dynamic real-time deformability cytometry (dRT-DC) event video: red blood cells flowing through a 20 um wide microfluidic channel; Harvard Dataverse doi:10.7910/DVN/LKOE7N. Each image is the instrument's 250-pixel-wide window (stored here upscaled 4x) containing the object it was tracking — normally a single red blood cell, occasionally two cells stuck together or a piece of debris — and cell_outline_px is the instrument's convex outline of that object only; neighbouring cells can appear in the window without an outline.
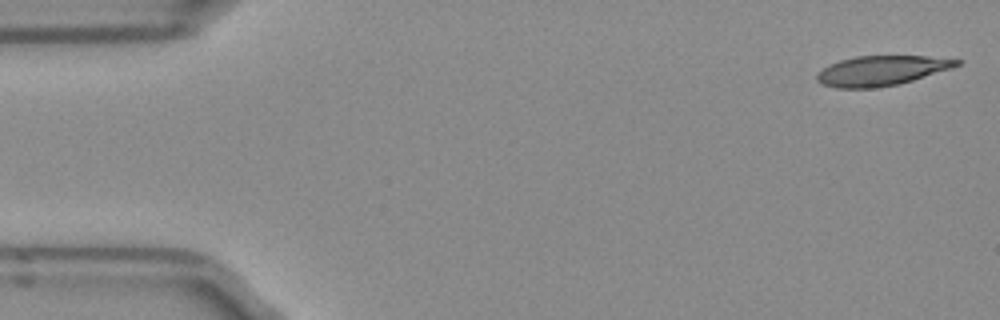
{"species": "Egyptian fruit bat (a non-hibernating species)", "species_latin": "Rousettus aegyptiacus", "temperature_condition": "room temperature", "stored_images_in_passage": 50, "camera_frame_rate_fps": 3000, "um_per_image_px": 0.085, "frame": {"image": 1, "passage_image": 1, "time_ms": 0.0, "image_size_px": [1000, 320], "cell_outline_px": [[964, 60], [960, 64], [952, 68], [900, 84], [876, 88], [836, 88], [820, 84], [816, 80], [816, 72], [828, 64], [840, 60], [856, 56], [928, 56]], "centroid_in_image_um": [74.89, 6.01], "position_along_channel_um": 10.1, "area_um2": 24.62}}
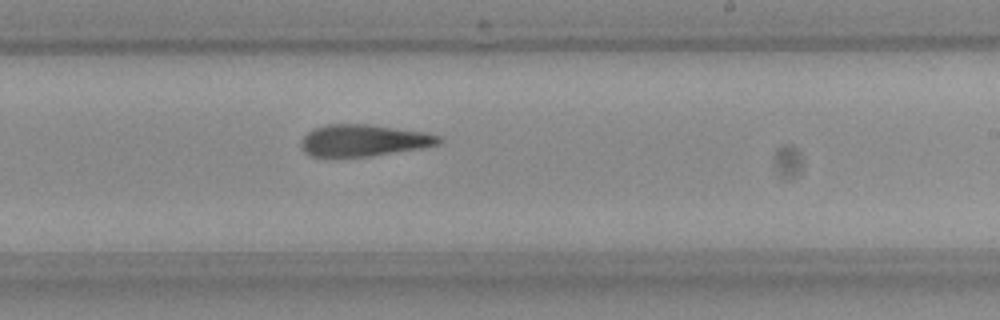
{"frame": {"image": 2, "passage_image": 29, "time_ms": 9.333, "image_size_px": [1000, 320], "cell_outline_px": [[444, 140], [440, 144], [420, 148], [372, 156], [312, 156], [304, 152], [300, 144], [300, 140], [312, 128], [324, 124], [368, 124], [424, 132], [440, 136]], "centroid_in_image_um": [30.89, 11.92], "position_along_channel_um": 258.1, "area_um2": 25.49}}
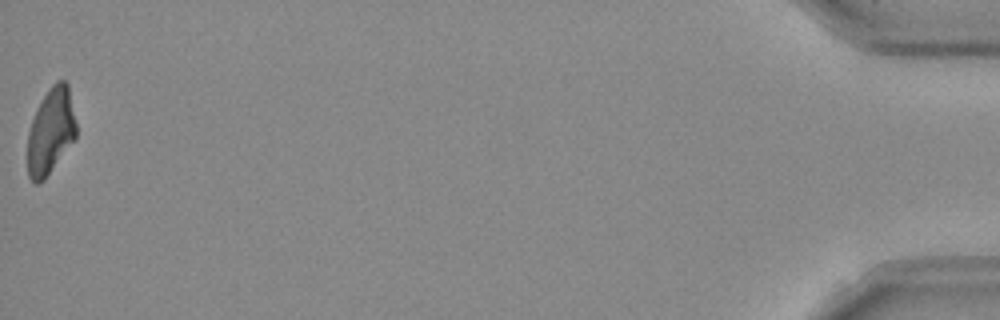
{"frame": {"image": 3, "passage_image": 50, "time_ms": 16.333, "image_size_px": [1000, 320], "cell_outline_px": [[76, 136], [44, 180], [40, 184], [36, 184], [28, 176], [28, 132], [36, 108], [48, 88], [56, 80], [64, 80], [68, 84], [76, 124]], "centroid_in_image_um": [4.3, 11.13], "position_along_channel_um": 430.9, "area_um2": 24.22}, "authors_computed_cell_mechanics": {"area_um2": 25.8944, "velocity_mm_per_s": 3.9563, "shape_relaxation_time_tau1_ms": 6.1838, "shape_relaxation_time_tau2_ms": 7.0469, "deformation_change_tau1": 0.2254, "deformation_change_tau2": 0.2064}}